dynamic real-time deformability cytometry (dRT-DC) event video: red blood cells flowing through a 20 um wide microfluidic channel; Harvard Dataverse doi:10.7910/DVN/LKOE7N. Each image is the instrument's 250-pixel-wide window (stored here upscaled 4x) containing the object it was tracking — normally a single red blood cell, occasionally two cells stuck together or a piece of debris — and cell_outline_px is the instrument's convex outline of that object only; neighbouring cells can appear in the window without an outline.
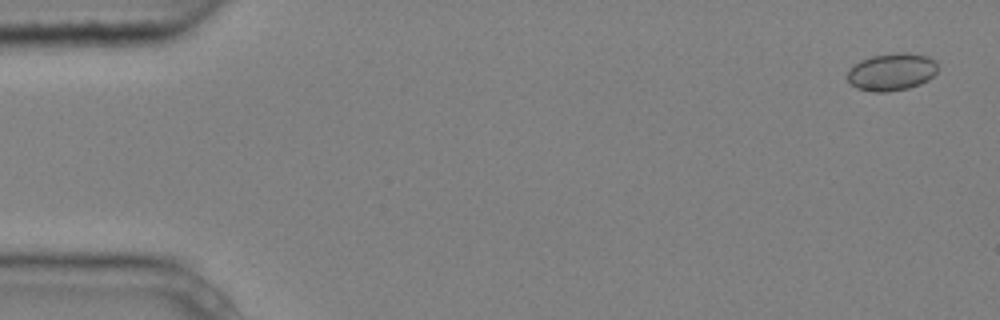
{"species": "common noctule bat (a hibernating species)", "species_latin": "Nyctalus noctula", "temperature_condition": "cold", "stored_images_in_passage": 5, "camera_frame_rate_fps": 3000, "um_per_image_px": 0.085, "animal": {"sex": "male", "body_mass_g": 20.4}, "frame": {"image": 1, "passage_image": 1, "time_ms": 0.0, "image_size_px": [1000, 320], "cell_outline_px": [[936, 72], [928, 80], [920, 84], [908, 88], [888, 92], [876, 92], [856, 88], [848, 80], [848, 72], [860, 60], [872, 56], [892, 52], [908, 52], [928, 56], [936, 60]], "centroid_in_image_um": [75.82, 6.1], "position_along_channel_um": 9.2, "area_um2": 19.71}}
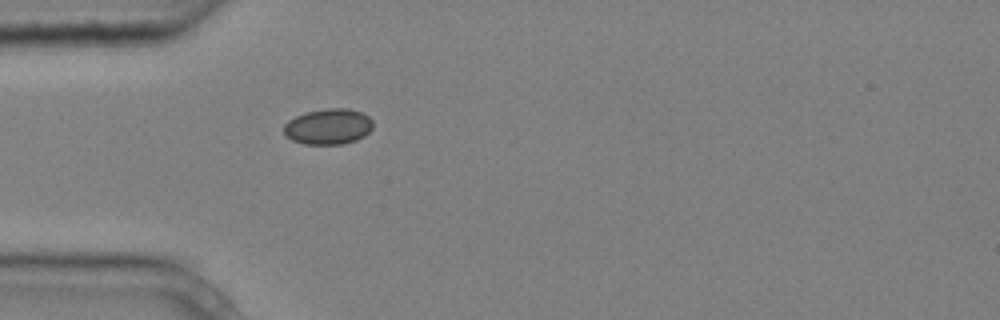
{"frame": {"image": 2, "passage_image": 5, "time_ms": 1.333, "image_size_px": [1000, 320], "cell_outline_px": [[372, 128], [364, 136], [356, 140], [344, 144], [304, 144], [292, 140], [284, 132], [284, 124], [288, 120], [304, 112], [328, 108], [348, 108], [360, 112], [368, 116], [372, 120]], "centroid_in_image_um": [27.9, 10.75], "position_along_channel_um": 57.1, "area_um2": 18.55}}